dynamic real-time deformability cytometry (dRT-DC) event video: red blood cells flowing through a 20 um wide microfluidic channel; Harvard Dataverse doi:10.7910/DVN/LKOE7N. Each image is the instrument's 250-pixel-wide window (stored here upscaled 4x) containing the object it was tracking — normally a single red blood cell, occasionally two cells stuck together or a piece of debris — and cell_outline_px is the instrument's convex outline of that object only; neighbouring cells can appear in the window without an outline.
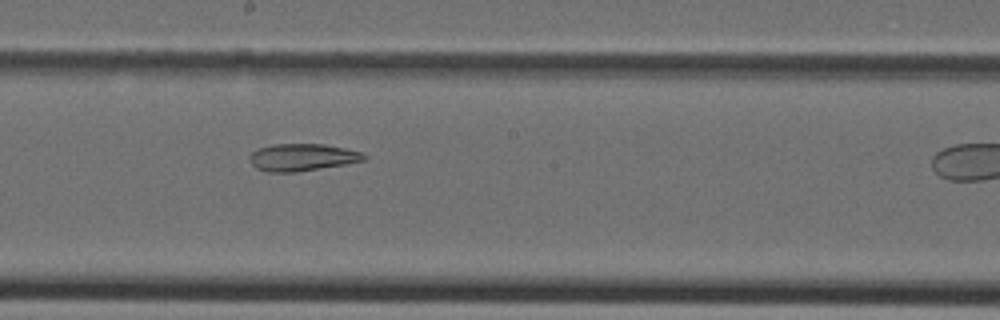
{"species": "Egyptian fruit bat (a non-hibernating species)", "species_latin": "Rousettus aegyptiacus", "temperature_condition": "cold", "stored_images_in_passage": 21, "camera_frame_rate_fps": 3000, "um_per_image_px": 0.085, "animal": {"sex": "female"}, "frame": {"image": 1, "passage_image": 18, "time_ms": 5.667, "image_size_px": [1000, 320], "cell_outline_px": [[368, 160], [296, 172], [268, 172], [256, 168], [248, 160], [248, 156], [256, 148], [272, 144], [324, 144], [344, 148], [360, 152], [368, 156]], "centroid_in_image_um": [25.65, 13.36], "position_along_channel_um": 222.5, "area_um2": 18.26}}